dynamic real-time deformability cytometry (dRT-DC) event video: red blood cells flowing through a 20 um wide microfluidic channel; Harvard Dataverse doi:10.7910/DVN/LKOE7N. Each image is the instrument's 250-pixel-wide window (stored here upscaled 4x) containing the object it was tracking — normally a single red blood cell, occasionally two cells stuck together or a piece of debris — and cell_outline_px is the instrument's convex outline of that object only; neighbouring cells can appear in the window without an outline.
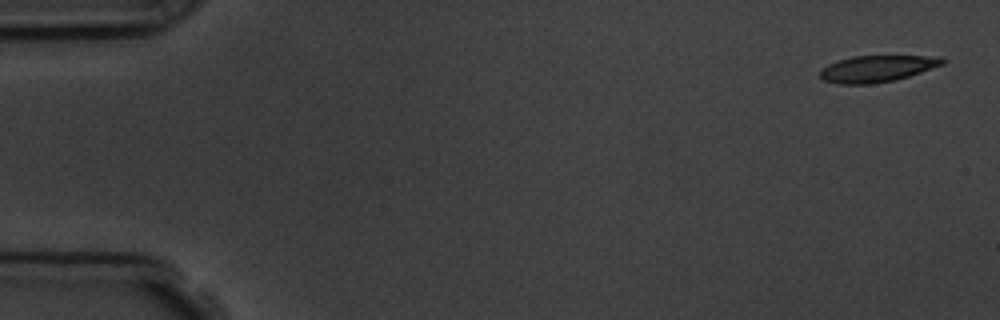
{"species": "common noctule bat (a hibernating species)", "species_latin": "Nyctalus noctula", "temperature_condition": "room temperature", "stored_images_in_passage": 4, "camera_frame_rate_fps": 3000, "um_per_image_px": 0.085, "animal": {"sex": "male", "body_mass_g": 19.5, "forearm_length_mm": 54.6}, "frame": {"image": 1, "passage_image": 1, "time_ms": 0.0, "image_size_px": [1000, 320], "cell_outline_px": [[944, 64], [896, 80], [872, 84], [836, 84], [824, 80], [820, 76], [820, 68], [828, 64], [852, 56], [940, 56], [944, 60]], "centroid_in_image_um": [74.52, 5.84], "position_along_channel_um": 10.5, "area_um2": 18.9}}
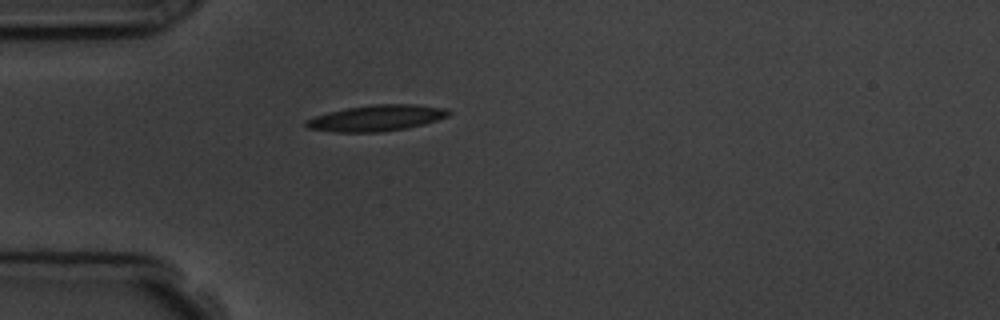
{"frame": {"image": 2, "passage_image": 4, "time_ms": 4.333, "image_size_px": [1000, 320], "cell_outline_px": [[452, 112], [448, 116], [424, 124], [404, 128], [380, 132], [336, 132], [308, 128], [304, 124], [304, 120], [328, 112], [348, 108], [372, 104], [412, 104], [448, 108]], "centroid_in_image_um": [32.01, 10.03], "position_along_channel_um": 53.0, "area_um2": 21.56}}